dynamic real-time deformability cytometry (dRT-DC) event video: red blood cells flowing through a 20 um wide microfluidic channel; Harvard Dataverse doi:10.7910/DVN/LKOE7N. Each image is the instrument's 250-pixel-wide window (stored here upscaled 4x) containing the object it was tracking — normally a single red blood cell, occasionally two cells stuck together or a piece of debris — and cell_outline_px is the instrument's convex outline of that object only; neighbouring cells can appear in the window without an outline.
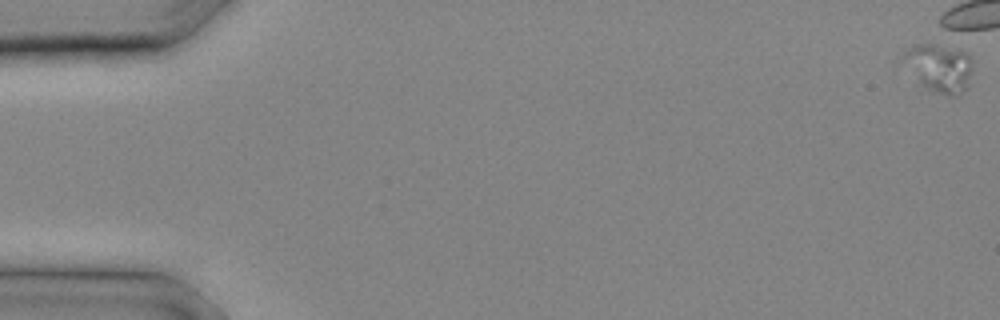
{"species": "common noctule bat (a hibernating species)", "species_latin": "Nyctalus noctula", "temperature_condition": "cold", "stored_images_in_passage": 16, "camera_frame_rate_fps": 3000, "um_per_image_px": 0.085, "animal": {"sex": "male", "body_mass_g": 20.4}, "frame": {"image": 1, "passage_image": 1, "time_ms": 0.0, "image_size_px": [1000, 320], "cell_outline_px": [[972, 68], [968, 88], [960, 96], [948, 96], [928, 88], [920, 80], [904, 56], [904, 52], [912, 44], [936, 44], [968, 52], [972, 60]], "centroid_in_image_um": [79.98, 5.75], "position_along_channel_um": 5.0, "area_um2": 18.79}}